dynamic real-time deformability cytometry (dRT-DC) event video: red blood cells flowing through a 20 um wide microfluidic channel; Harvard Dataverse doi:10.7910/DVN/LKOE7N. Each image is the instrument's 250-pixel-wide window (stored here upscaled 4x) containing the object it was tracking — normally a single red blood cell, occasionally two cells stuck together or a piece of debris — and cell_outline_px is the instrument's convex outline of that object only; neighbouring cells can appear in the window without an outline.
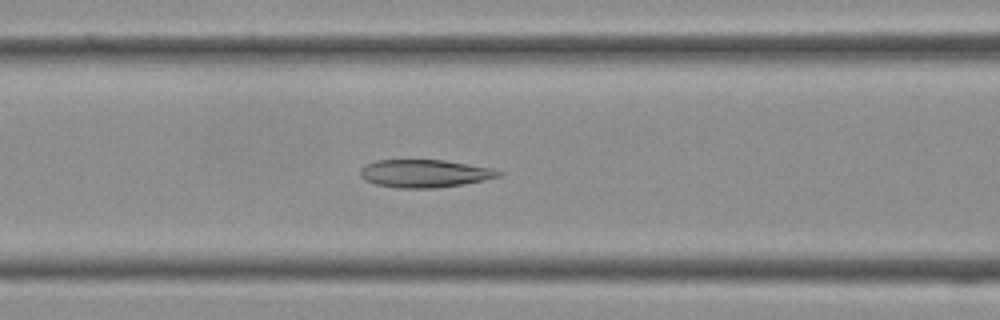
{"species": "Egyptian fruit bat (a non-hibernating species)", "species_latin": "Rousettus aegyptiacus", "temperature_condition": "cold", "stored_images_in_passage": 38, "camera_frame_rate_fps": 3000, "um_per_image_px": 0.085, "frame": {"image": 1, "passage_image": 15, "time_ms": 4.667, "image_size_px": [1000, 320], "cell_outline_px": [[504, 172], [500, 176], [484, 180], [436, 188], [396, 188], [376, 184], [364, 180], [360, 176], [360, 168], [364, 164], [376, 160], [444, 160], [492, 168]], "centroid_in_image_um": [36.05, 14.74], "position_along_channel_um": 130.5, "area_um2": 22.48}}
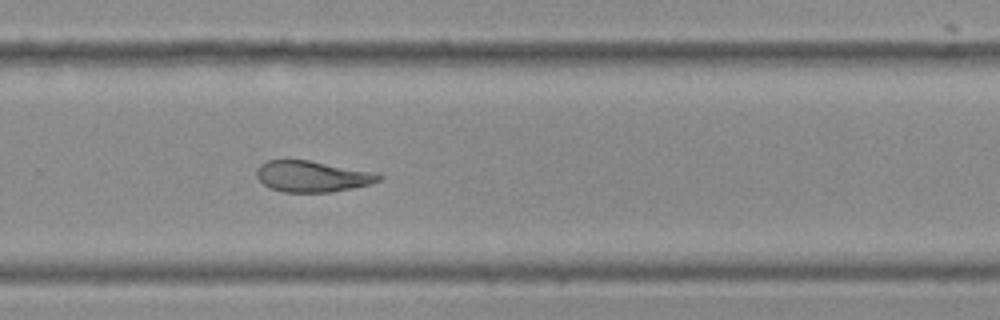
{"frame": {"image": 2, "passage_image": 25, "time_ms": 8.0, "image_size_px": [1000, 320], "cell_outline_px": [[384, 176], [380, 180], [368, 184], [352, 188], [332, 192], [284, 192], [268, 188], [256, 176], [256, 168], [260, 164], [268, 160], [308, 160], [376, 172]], "centroid_in_image_um": [26.53, 14.99], "position_along_channel_um": 303.3, "area_um2": 22.2}}
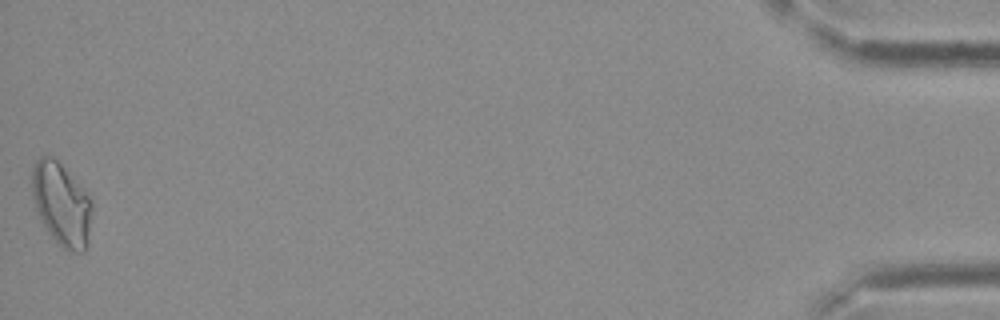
{"frame": {"image": 3, "passage_image": 38, "time_ms": 12.333, "image_size_px": [1000, 320], "cell_outline_px": [[92, 212], [88, 244], [84, 252], [72, 252], [64, 248], [48, 232], [36, 212], [32, 196], [32, 168], [36, 160], [40, 156], [52, 156], [60, 164], [88, 196], [92, 204]], "centroid_in_image_um": [5.21, 17.38], "position_along_channel_um": 430.0, "area_um2": 28.67}}